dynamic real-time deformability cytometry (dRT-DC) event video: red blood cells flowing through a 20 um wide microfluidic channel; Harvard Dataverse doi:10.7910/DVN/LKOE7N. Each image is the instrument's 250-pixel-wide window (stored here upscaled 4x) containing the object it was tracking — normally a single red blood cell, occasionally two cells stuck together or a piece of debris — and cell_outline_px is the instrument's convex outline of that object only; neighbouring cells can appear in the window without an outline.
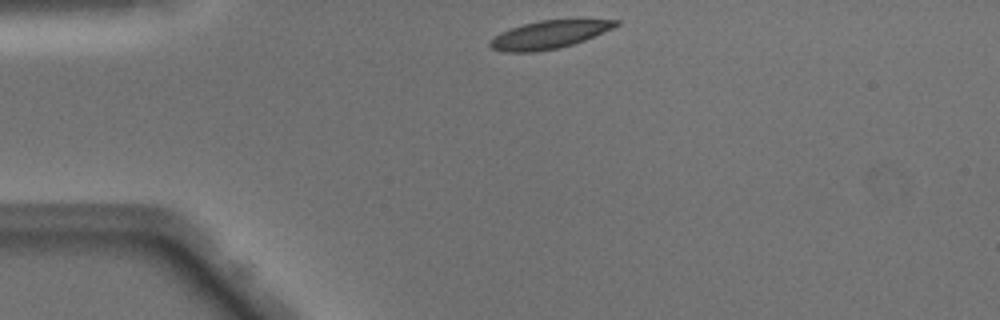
{"species": "Egyptian fruit bat (a non-hibernating species)", "species_latin": "Rousettus aegyptiacus", "temperature_condition": "warm", "stored_images_in_passage": 39, "camera_frame_rate_fps": 3000, "um_per_image_px": 0.085, "animal": {"sex": "male"}, "frame": {"image": 1, "passage_image": 1, "time_ms": 0.0, "image_size_px": [1000, 320], "cell_outline_px": [[620, 24], [612, 28], [584, 40], [560, 48], [536, 52], [504, 52], [492, 48], [488, 44], [496, 36], [512, 28], [524, 24], [540, 20], [620, 20]], "centroid_in_image_um": [46.67, 2.96], "position_along_channel_um": 38.3, "area_um2": 20.0}}
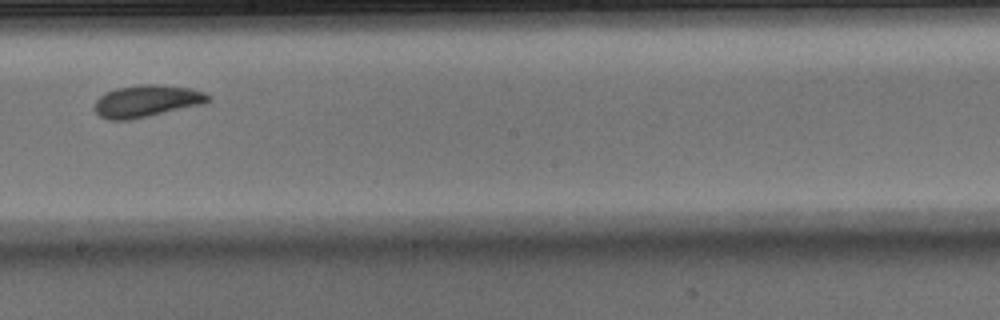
{"frame": {"image": 2, "passage_image": 18, "time_ms": 5.667, "image_size_px": [1000, 320], "cell_outline_px": [[212, 100], [204, 104], [148, 116], [128, 120], [108, 120], [100, 116], [96, 112], [96, 100], [100, 96], [116, 88], [140, 84], [160, 84], [192, 88], [204, 92], [212, 96]], "centroid_in_image_um": [12.53, 8.58], "position_along_channel_um": 235.7, "area_um2": 21.27}}
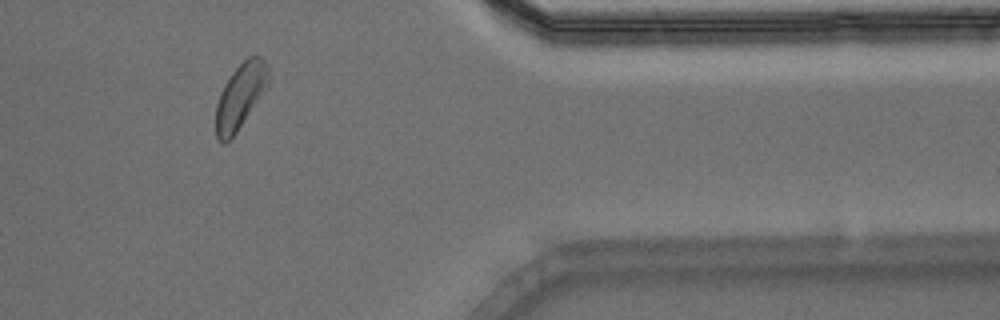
{"frame": {"image": 3, "passage_image": 31, "time_ms": 10.0, "image_size_px": [1000, 320], "cell_outline_px": [[268, 88], [236, 132], [224, 144], [220, 144], [216, 136], [216, 104], [220, 92], [224, 84], [232, 72], [248, 56], [256, 52], [268, 64]], "centroid_in_image_um": [20.44, 8.14], "position_along_channel_um": 391.0, "area_um2": 20.17}, "authors_computed_cell_mechanics": {"area_um2": 20.7502, "velocity_mm_per_s": 4.066, "shape_relaxation_time_tau1_ms": 3.5468, "shape_relaxation_time_tau2_ms": 2.6872, "deformation_change_tau1": 0.1168, "deformation_change_tau2": 0.0945}}